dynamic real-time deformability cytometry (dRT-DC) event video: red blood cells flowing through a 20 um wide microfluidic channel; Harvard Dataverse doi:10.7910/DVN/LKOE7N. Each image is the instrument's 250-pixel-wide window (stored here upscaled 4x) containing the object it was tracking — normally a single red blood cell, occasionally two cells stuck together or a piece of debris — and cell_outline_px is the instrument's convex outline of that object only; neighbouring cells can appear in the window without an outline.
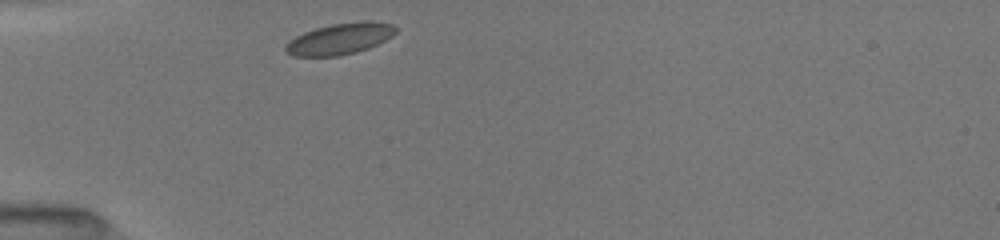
{"species": "common noctule bat (a hibernating species)", "species_latin": "Nyctalus noctula", "temperature_condition": "room temperature", "stored_images_in_passage": 10, "camera_frame_rate_fps": 3000, "um_per_image_px": 0.085, "animal": {"sex": "female", "body_mass_g": 19.5, "forearm_length_mm": 54.1}, "frame": {"image": 1, "passage_image": 1, "time_ms": 0.0, "image_size_px": [1000, 240], "cell_outline_px": [[396, 32], [392, 36], [368, 48], [356, 52], [336, 56], [296, 56], [288, 52], [284, 48], [288, 40], [304, 32], [316, 28], [332, 24], [364, 20], [392, 24], [396, 28]], "centroid_in_image_um": [28.88, 3.29], "position_along_channel_um": 56.1, "area_um2": 19.83}}
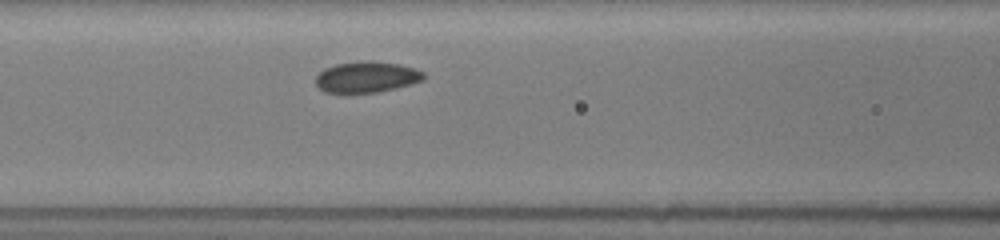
{"frame": {"image": 2, "passage_image": 7, "time_ms": 2.333, "image_size_px": [1000, 240], "cell_outline_px": [[424, 80], [396, 88], [376, 92], [348, 96], [324, 92], [316, 84], [316, 76], [324, 68], [336, 64], [360, 60], [368, 60], [400, 64], [416, 68], [424, 72]], "centroid_in_image_um": [31.13, 6.57], "position_along_channel_um": 135.5, "area_um2": 20.29}}
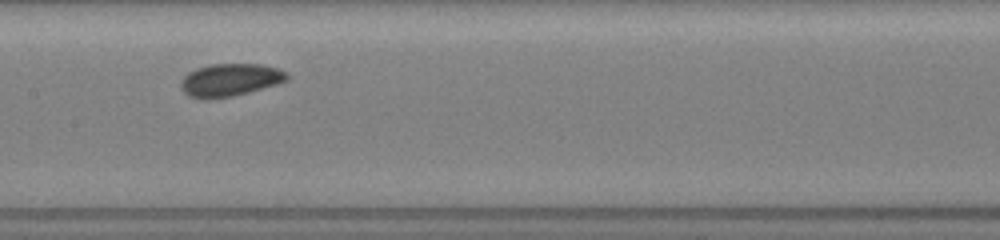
{"frame": {"image": 3, "passage_image": 9, "time_ms": 3.667, "image_size_px": [1000, 240], "cell_outline_px": [[288, 80], [276, 84], [248, 92], [232, 96], [208, 100], [204, 100], [188, 96], [180, 88], [180, 80], [188, 72], [196, 68], [208, 64], [260, 64], [276, 68], [288, 72]], "centroid_in_image_um": [19.5, 6.8], "position_along_channel_um": 187.9, "area_um2": 20.4}}